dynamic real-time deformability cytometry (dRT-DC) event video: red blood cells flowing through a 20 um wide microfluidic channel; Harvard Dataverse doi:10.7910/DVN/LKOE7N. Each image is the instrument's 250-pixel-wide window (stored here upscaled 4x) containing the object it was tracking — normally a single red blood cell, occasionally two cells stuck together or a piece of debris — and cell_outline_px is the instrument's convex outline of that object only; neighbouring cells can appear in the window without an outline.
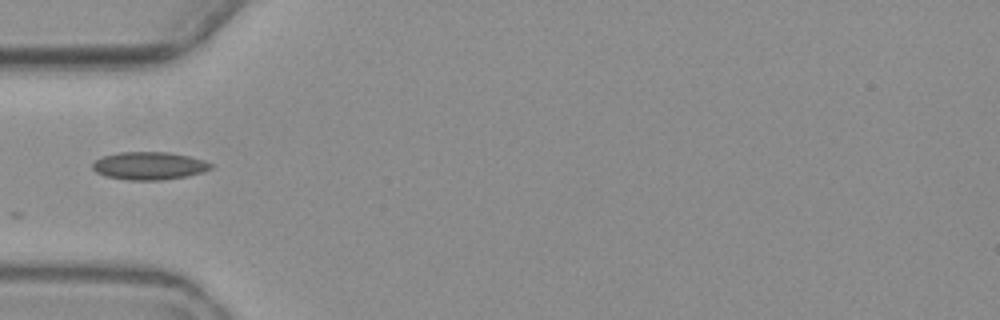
{"species": "common noctule bat (a hibernating species)", "species_latin": "Nyctalus noctula", "temperature_condition": "warm", "stored_images_in_passage": 11, "camera_frame_rate_fps": 3000, "um_per_image_px": 0.085, "animal": {"sex": "female", "body_mass_g": 19.3, "forearm_length_mm": 54.1}, "frame": {"image": 1, "passage_image": 5, "time_ms": 5.667, "image_size_px": [1000, 320], "cell_outline_px": [[212, 168], [204, 172], [188, 176], [160, 180], [128, 180], [104, 176], [96, 172], [92, 168], [92, 164], [96, 160], [104, 156], [120, 152], [168, 152], [188, 156], [204, 160], [212, 164]], "centroid_in_image_um": [12.69, 14.1], "position_along_channel_um": 72.3, "area_um2": 19.19}}
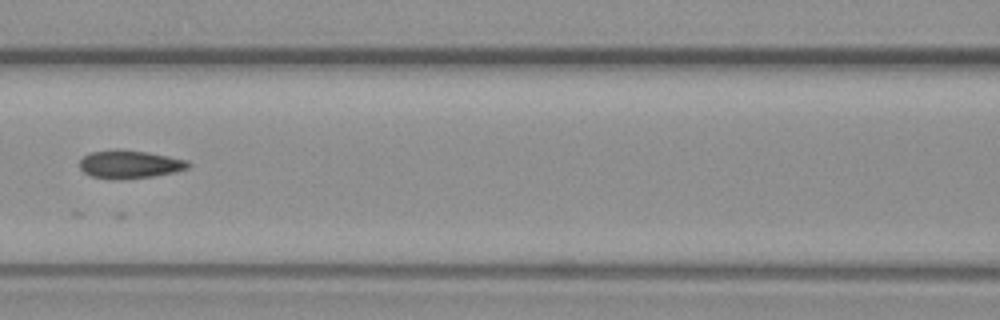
{"frame": {"image": 2, "passage_image": 7, "time_ms": 8.0, "image_size_px": [1000, 320], "cell_outline_px": [[192, 164], [188, 168], [176, 172], [152, 176], [120, 180], [108, 180], [92, 176], [84, 172], [80, 168], [80, 160], [84, 156], [92, 152], [116, 148], [120, 148], [148, 152], [188, 160]], "centroid_in_image_um": [11.03, 13.96], "position_along_channel_um": 155.6, "area_um2": 18.15}}
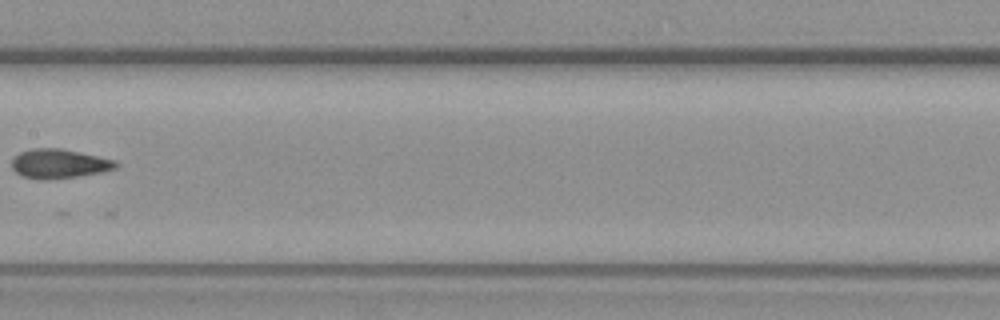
{"frame": {"image": 3, "passage_image": 8, "time_ms": 9.333, "image_size_px": [1000, 320], "cell_outline_px": [[120, 164], [116, 168], [104, 172], [48, 180], [40, 180], [20, 176], [12, 168], [12, 156], [20, 152], [32, 148], [60, 148], [116, 160]], "centroid_in_image_um": [5.0, 13.92], "position_along_channel_um": 202.4, "area_um2": 17.98}}